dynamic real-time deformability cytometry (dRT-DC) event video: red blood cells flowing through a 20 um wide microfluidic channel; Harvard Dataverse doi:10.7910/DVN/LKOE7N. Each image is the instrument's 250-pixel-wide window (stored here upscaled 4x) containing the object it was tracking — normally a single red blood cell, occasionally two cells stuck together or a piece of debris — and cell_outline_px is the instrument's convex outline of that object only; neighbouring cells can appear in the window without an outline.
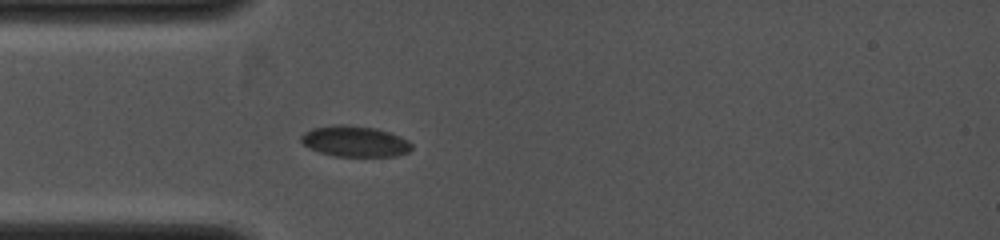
{"species": "common noctule bat (a hibernating species)", "species_latin": "Nyctalus noctula", "temperature_condition": "cold", "stored_images_in_passage": 39, "camera_frame_rate_fps": 4000, "um_per_image_px": 0.085, "animal": {"sex": "female", "body_mass_g": 19.0, "forearm_length_mm": 53.3}, "frame": {"image": 1, "passage_image": 1, "time_ms": 0.0, "image_size_px": [1000, 240], "cell_outline_px": [[412, 148], [408, 152], [396, 156], [336, 156], [320, 152], [304, 144], [300, 140], [300, 136], [304, 132], [312, 128], [336, 124], [344, 124], [376, 128], [400, 136], [408, 140], [412, 144]], "centroid_in_image_um": [30.17, 12.0], "position_along_channel_um": 54.8, "area_um2": 19.83}}
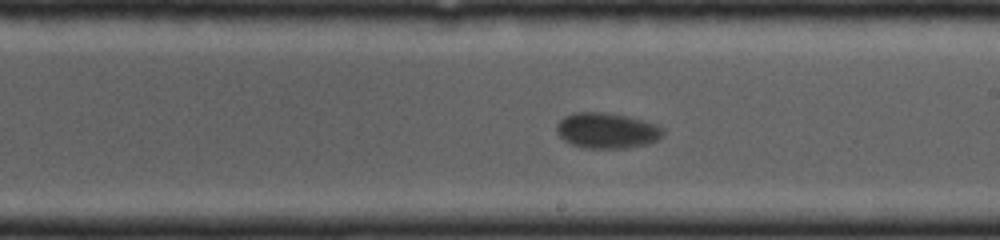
{"frame": {"image": 2, "passage_image": 16, "time_ms": 3.5, "image_size_px": [1000, 240], "cell_outline_px": [[664, 132], [656, 140], [648, 144], [628, 148], [584, 148], [572, 144], [564, 140], [556, 132], [556, 124], [564, 116], [572, 112], [604, 112], [644, 120], [656, 124], [664, 128]], "centroid_in_image_um": [51.56, 11.09], "position_along_channel_um": 237.4, "area_um2": 22.14}}
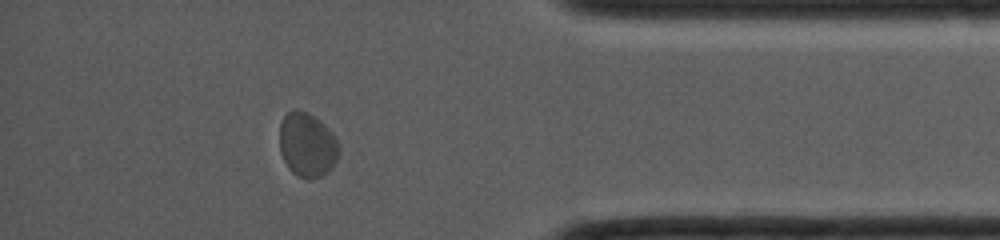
{"frame": {"image": 3, "passage_image": 32, "time_ms": 7.0, "image_size_px": [1000, 240], "cell_outline_px": [[340, 156], [332, 168], [328, 172], [320, 176], [308, 180], [296, 176], [288, 168], [280, 152], [280, 124], [284, 116], [292, 108], [304, 112], [320, 120], [332, 132], [340, 144]], "centroid_in_image_um": [26.14, 12.34], "position_along_channel_um": 409.1, "area_um2": 22.6}}